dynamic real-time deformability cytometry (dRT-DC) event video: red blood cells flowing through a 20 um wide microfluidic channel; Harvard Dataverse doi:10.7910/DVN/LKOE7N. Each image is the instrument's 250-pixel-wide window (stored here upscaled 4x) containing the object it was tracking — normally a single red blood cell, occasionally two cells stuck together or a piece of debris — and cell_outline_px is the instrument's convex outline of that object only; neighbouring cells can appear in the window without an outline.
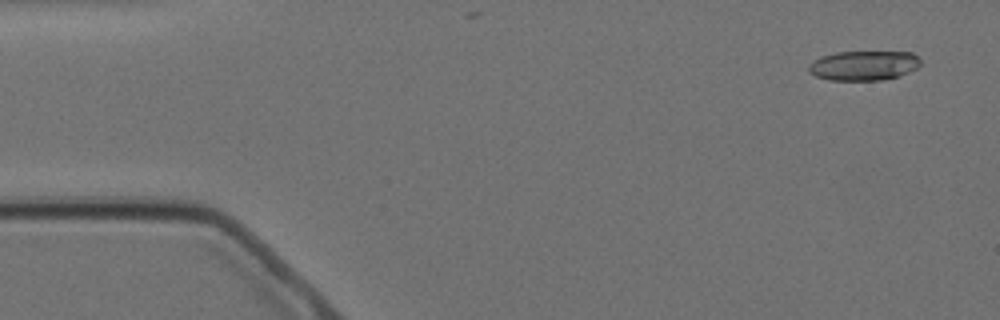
{"species": "Egyptian fruit bat (a non-hibernating species)", "species_latin": "Rousettus aegyptiacus", "temperature_condition": "cold", "stored_images_in_passage": 6, "segment_of_instrument_passage": [1, 2], "camera_frame_rate_fps": 3000, "um_per_image_px": 0.085, "animal": {"sex": "female"}, "frame": {"image": 1, "passage_image": 1, "time_ms": 0.0, "image_size_px": [1000, 320], "cell_outline_px": [[920, 64], [916, 68], [900, 76], [880, 80], [828, 80], [816, 76], [808, 72], [808, 64], [820, 56], [836, 52], [912, 52], [920, 60]], "centroid_in_image_um": [73.38, 5.57], "position_along_channel_um": 11.6, "area_um2": 19.36}}